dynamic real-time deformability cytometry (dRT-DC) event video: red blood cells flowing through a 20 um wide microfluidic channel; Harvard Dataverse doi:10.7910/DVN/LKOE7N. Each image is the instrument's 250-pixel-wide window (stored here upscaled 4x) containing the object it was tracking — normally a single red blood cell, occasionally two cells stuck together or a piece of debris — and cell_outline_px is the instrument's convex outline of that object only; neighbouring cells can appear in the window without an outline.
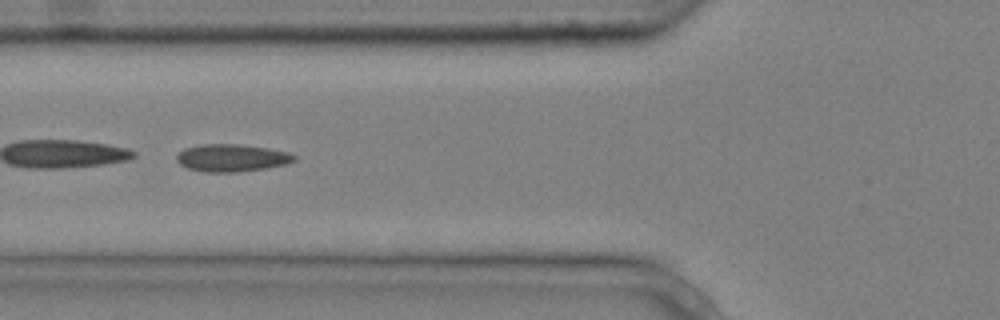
{"species": "common noctule bat (a hibernating species)", "species_latin": "Nyctalus noctula", "temperature_condition": "cold", "stored_images_in_passage": 9, "camera_frame_rate_fps": 3000, "um_per_image_px": 0.085, "animal": {"sex": "male", "body_mass_g": 20.4}, "frame": {"image": 1, "passage_image": 6, "time_ms": 1.667, "image_size_px": [1000, 320], "cell_outline_px": [[296, 160], [288, 164], [264, 168], [236, 172], [204, 172], [188, 168], [180, 164], [176, 160], [176, 156], [184, 148], [200, 144], [240, 144], [268, 148], [288, 152], [296, 156]], "centroid_in_image_um": [19.7, 13.41], "position_along_channel_um": 106.1, "area_um2": 18.84}}
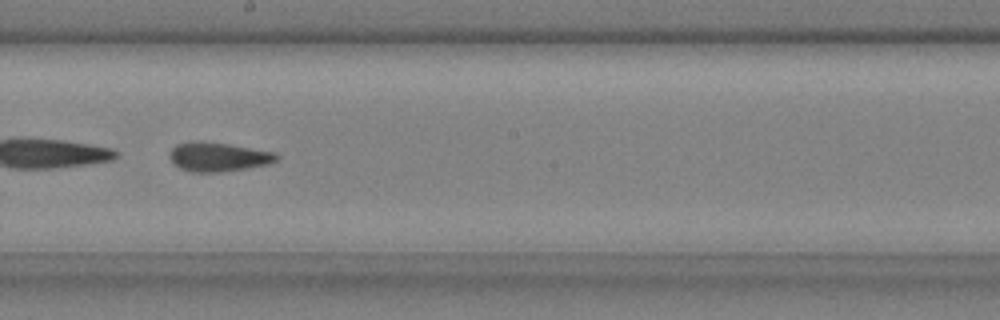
{"frame": {"image": 2, "passage_image": 9, "time_ms": 2.667, "image_size_px": [1000, 320], "cell_outline_px": [[280, 156], [276, 160], [268, 164], [248, 168], [220, 172], [192, 172], [180, 168], [168, 156], [168, 152], [176, 144], [192, 140], [228, 144], [276, 152]], "centroid_in_image_um": [18.54, 13.32], "position_along_channel_um": 229.7, "area_um2": 18.21}}